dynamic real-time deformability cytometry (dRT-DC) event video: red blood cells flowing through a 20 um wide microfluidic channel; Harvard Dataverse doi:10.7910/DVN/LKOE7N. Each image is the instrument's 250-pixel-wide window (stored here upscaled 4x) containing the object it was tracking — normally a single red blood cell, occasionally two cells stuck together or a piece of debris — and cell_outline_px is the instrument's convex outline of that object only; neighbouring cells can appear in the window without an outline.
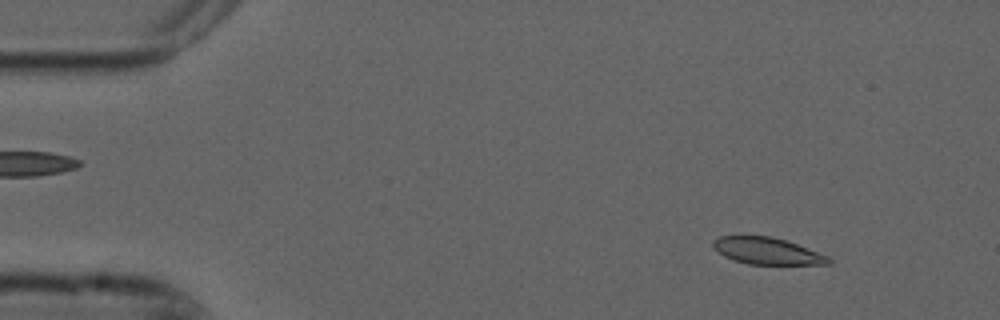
{"species": "common noctule bat (a hibernating species)", "species_latin": "Nyctalus noctula", "temperature_condition": "cold", "stored_images_in_passage": 54, "camera_frame_rate_fps": 3000, "um_per_image_px": 0.085, "animal": {"sex": "male", "forearm_length_mm": 52.5}, "frame": {"image": 1, "passage_image": 6, "time_ms": 1.667, "image_size_px": [1000, 320], "cell_outline_px": [[832, 264], [748, 264], [732, 260], [724, 256], [712, 248], [712, 240], [720, 236], [772, 236], [796, 244], [828, 256], [832, 260]], "centroid_in_image_um": [65.16, 21.33], "position_along_channel_um": 19.8, "area_um2": 17.98}}
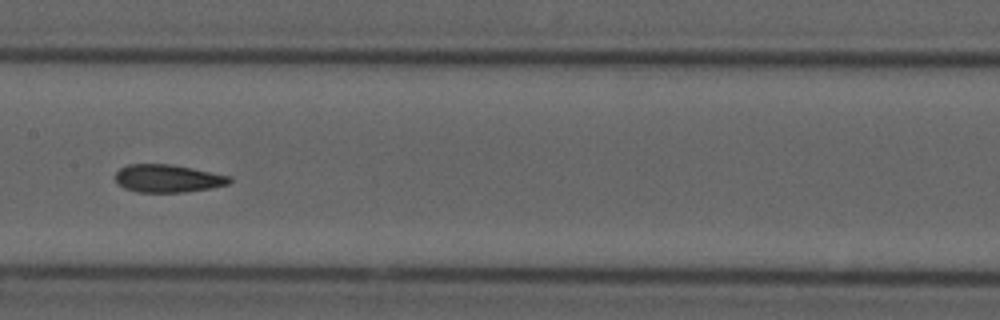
{"frame": {"image": 2, "passage_image": 27, "time_ms": 8.667, "image_size_px": [1000, 320], "cell_outline_px": [[232, 180], [228, 184], [212, 188], [184, 192], [136, 192], [124, 188], [116, 180], [116, 172], [120, 168], [128, 164], [172, 164], [232, 176]], "centroid_in_image_um": [14.28, 15.16], "position_along_channel_um": 193.1, "area_um2": 18.55}}
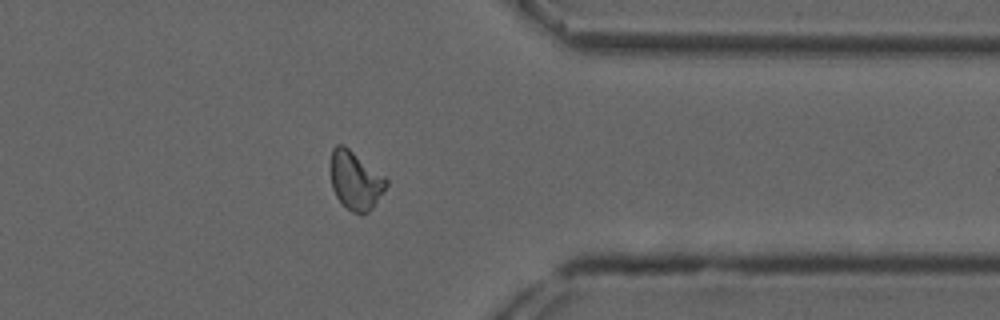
{"frame": {"image": 3, "passage_image": 43, "time_ms": 14.0, "image_size_px": [1000, 320], "cell_outline_px": [[388, 184], [372, 208], [368, 212], [360, 216], [352, 212], [336, 196], [332, 188], [332, 148], [336, 144], [344, 144], [384, 176], [388, 180]], "centroid_in_image_um": [30.23, 15.34], "position_along_channel_um": 381.2, "area_um2": 18.67}, "authors_computed_cell_mechanics": {"area_um2": 18.8139, "velocity_mm_per_s": 3.7311, "shape_relaxation_time_tau1_ms": 10.9256, "shape_relaxation_time_tau2_ms": 2.6305, "deformation_change_tau1": 0.2039, "deformation_change_tau2": 0.0772}}